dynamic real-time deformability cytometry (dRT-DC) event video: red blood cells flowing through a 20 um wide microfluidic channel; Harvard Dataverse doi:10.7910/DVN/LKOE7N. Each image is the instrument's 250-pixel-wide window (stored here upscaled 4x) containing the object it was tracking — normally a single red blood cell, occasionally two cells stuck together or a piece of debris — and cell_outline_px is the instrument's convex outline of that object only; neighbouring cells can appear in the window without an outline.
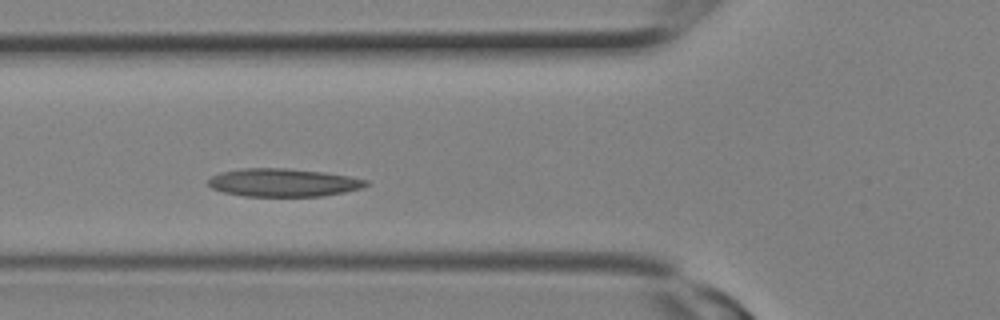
{"species": "Egyptian fruit bat (a non-hibernating species)", "species_latin": "Rousettus aegyptiacus", "temperature_condition": "room temperature", "stored_images_in_passage": 9, "camera_frame_rate_fps": 3000, "um_per_image_px": 0.085, "animal": {"sex": "female"}, "frame": {"image": 1, "passage_image": 6, "time_ms": 1.667, "image_size_px": [1000, 320], "cell_outline_px": [[372, 184], [364, 188], [324, 196], [244, 196], [224, 192], [212, 188], [208, 184], [208, 180], [212, 176], [220, 172], [244, 168], [288, 168], [324, 172], [348, 176], [368, 180]], "centroid_in_image_um": [24.13, 15.52], "position_along_channel_um": 101.7, "area_um2": 25.95}}
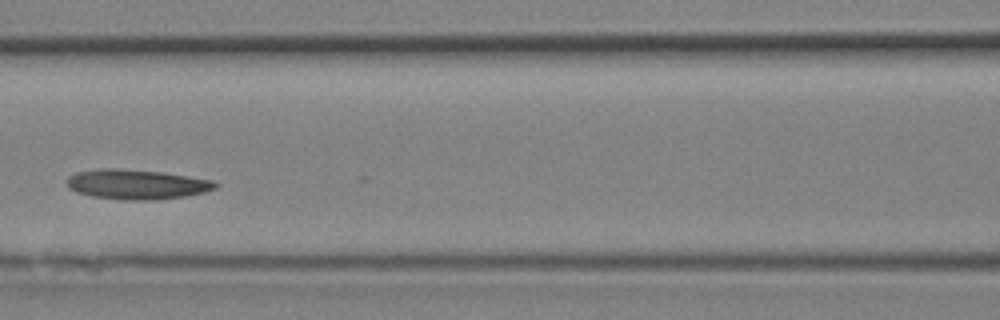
{"frame": {"image": 2, "passage_image": 8, "time_ms": 2.333, "image_size_px": [1000, 320], "cell_outline_px": [[220, 184], [216, 188], [204, 192], [184, 196], [148, 200], [124, 200], [92, 196], [76, 192], [68, 188], [64, 184], [64, 180], [68, 176], [76, 172], [104, 168], [116, 168], [160, 172], [188, 176], [212, 180]], "centroid_in_image_um": [11.55, 15.66], "position_along_channel_um": 155.0, "area_um2": 25.84}}